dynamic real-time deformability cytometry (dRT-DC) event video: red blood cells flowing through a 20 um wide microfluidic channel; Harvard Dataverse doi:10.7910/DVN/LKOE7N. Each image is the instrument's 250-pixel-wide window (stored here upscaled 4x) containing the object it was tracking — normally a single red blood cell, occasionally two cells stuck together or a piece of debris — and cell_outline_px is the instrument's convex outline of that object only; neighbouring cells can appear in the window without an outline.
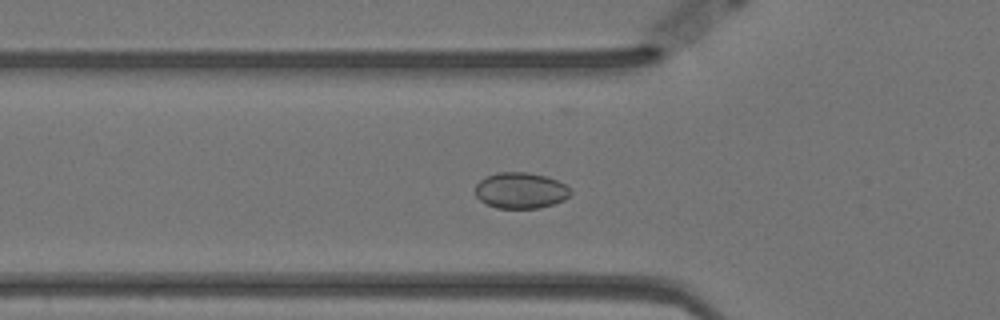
{"species": "Egyptian fruit bat (a non-hibernating species)", "species_latin": "Rousettus aegyptiacus", "temperature_condition": "warm", "stored_images_in_passage": 57, "camera_frame_rate_fps": 3000, "um_per_image_px": 0.085, "animal": {"sex": "female"}, "frame": {"image": 1, "passage_image": 18, "time_ms": 5.667, "image_size_px": [1000, 320], "cell_outline_px": [[572, 192], [564, 200], [540, 208], [496, 208], [484, 204], [476, 196], [476, 184], [484, 176], [496, 172], [528, 172], [548, 176], [564, 184]], "centroid_in_image_um": [44.22, 16.18], "position_along_channel_um": 81.6, "area_um2": 20.17}}
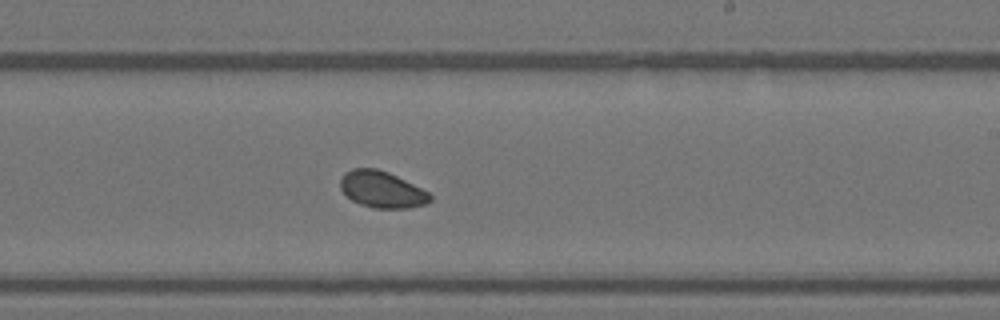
{"frame": {"image": 2, "passage_image": 33, "time_ms": 10.667, "image_size_px": [1000, 320], "cell_outline_px": [[432, 200], [424, 204], [408, 208], [372, 208], [360, 204], [352, 200], [340, 188], [340, 180], [344, 172], [352, 168], [376, 168], [388, 172], [428, 192], [432, 196]], "centroid_in_image_um": [32.43, 16.1], "position_along_channel_um": 256.6, "area_um2": 18.96}}
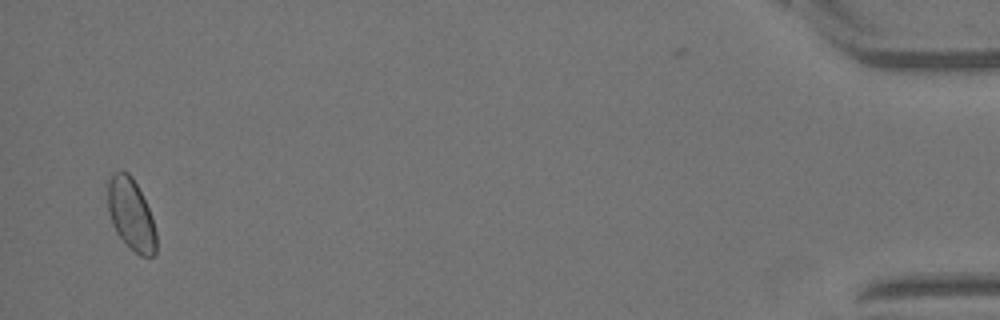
{"frame": {"image": 3, "passage_image": 55, "time_ms": 18.0, "image_size_px": [1000, 320], "cell_outline_px": [[156, 252], [152, 256], [140, 256], [116, 232], [112, 224], [108, 208], [108, 180], [112, 172], [128, 172], [132, 176], [152, 216], [156, 232]], "centroid_in_image_um": [11.14, 18.21], "position_along_channel_um": 424.1, "area_um2": 19.88}, "authors_computed_cell_mechanics": {"area_um2": 19.5942, "velocity_mm_per_s": 3.486, "shape_relaxation_time_tau1_ms": null, "shape_relaxation_time_tau2_ms": 2.9809, "deformation_change_tau1": null, "deformation_change_tau2": 0.0434}}